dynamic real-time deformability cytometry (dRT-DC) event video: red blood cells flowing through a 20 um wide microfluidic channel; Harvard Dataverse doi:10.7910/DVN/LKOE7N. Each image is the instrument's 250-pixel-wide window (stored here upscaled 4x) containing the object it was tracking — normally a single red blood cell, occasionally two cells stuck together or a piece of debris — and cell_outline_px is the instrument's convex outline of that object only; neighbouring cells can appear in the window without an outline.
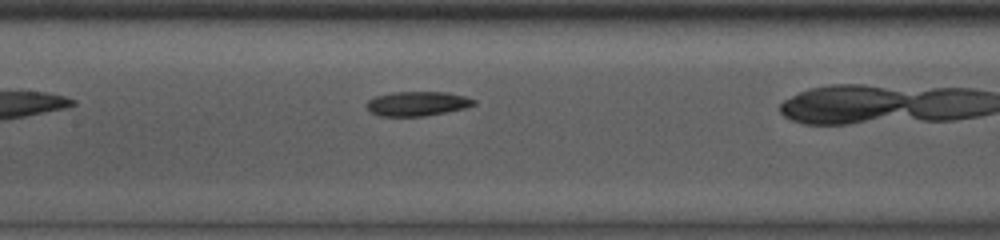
{"species": "common noctule bat (a hibernating species)", "species_latin": "Nyctalus noctula", "temperature_condition": "room temperature", "stored_images_in_passage": 23, "camera_frame_rate_fps": 3000, "um_per_image_px": 0.085, "animal": {"sex": "male", "body_mass_g": 13.0, "forearm_length_mm": 53.1}, "frame": {"image": 1, "passage_image": 7, "time_ms": 2.0, "image_size_px": [1000, 240], "cell_outline_px": [[476, 104], [464, 108], [424, 116], [380, 116], [368, 112], [364, 104], [368, 100], [376, 96], [392, 92], [448, 92], [464, 96], [476, 100]], "centroid_in_image_um": [35.41, 8.81], "position_along_channel_um": 172.0, "area_um2": 15.37}}
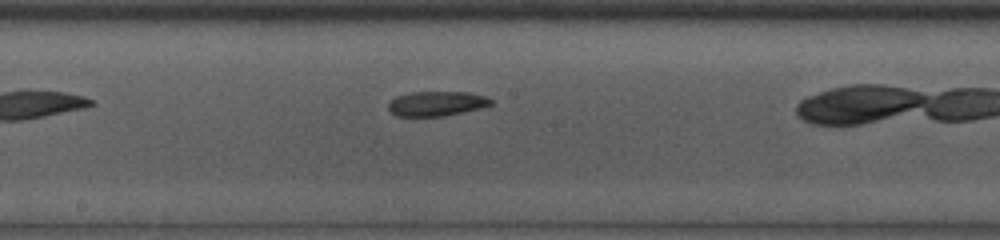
{"frame": {"image": 2, "passage_image": 10, "time_ms": 3.0, "image_size_px": [1000, 240], "cell_outline_px": [[492, 104], [480, 108], [444, 116], [396, 116], [388, 108], [388, 104], [396, 96], [412, 92], [468, 92], [484, 96], [492, 100]], "centroid_in_image_um": [37.1, 8.8], "position_along_channel_um": 211.1, "area_um2": 14.62}}